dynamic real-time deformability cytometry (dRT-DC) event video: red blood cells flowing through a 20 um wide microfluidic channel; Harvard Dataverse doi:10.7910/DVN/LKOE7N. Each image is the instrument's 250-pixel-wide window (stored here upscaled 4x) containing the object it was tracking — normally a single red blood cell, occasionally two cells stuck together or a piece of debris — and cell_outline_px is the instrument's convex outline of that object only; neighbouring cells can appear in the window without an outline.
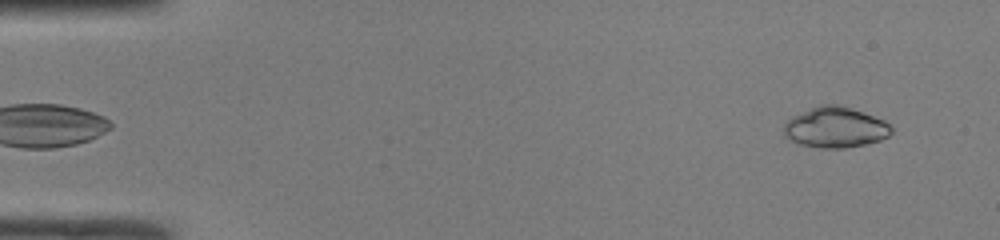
{"species": "common noctule bat (a hibernating species)", "species_latin": "Nyctalus noctula", "temperature_condition": "room temperature", "stored_images_in_passage": 45, "camera_frame_rate_fps": 3000, "um_per_image_px": 0.085, "animal": {"sex": "male", "body_mass_g": 19.0, "forearm_length_mm": 50.8}, "frame": {"image": 1, "passage_image": 1, "time_ms": 0.0, "image_size_px": [1000, 240], "cell_outline_px": [[892, 132], [888, 136], [880, 140], [864, 144], [844, 148], [820, 148], [800, 144], [784, 136], [784, 124], [792, 116], [820, 104], [836, 104], [852, 108], [864, 112], [884, 120], [892, 128]], "centroid_in_image_um": [71.0, 10.82], "position_along_channel_um": 14.0, "area_um2": 25.37}}
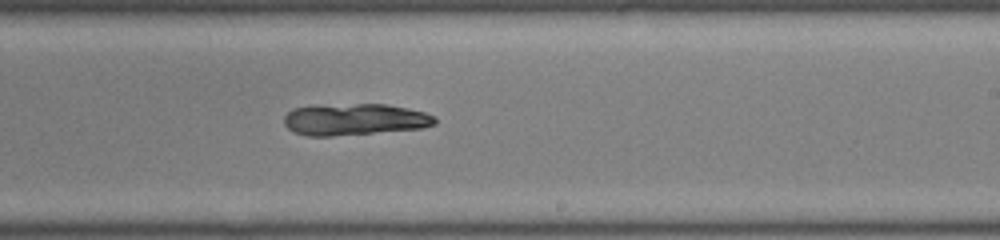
{"frame": {"image": 2, "passage_image": 27, "time_ms": 8.667, "image_size_px": [1000, 240], "cell_outline_px": [[436, 124], [420, 128], [332, 136], [308, 136], [292, 132], [284, 124], [284, 116], [292, 108], [356, 104], [388, 104], [408, 108], [424, 112], [436, 116]], "centroid_in_image_um": [30.15, 10.16], "position_along_channel_um": 258.8, "area_um2": 27.51}}
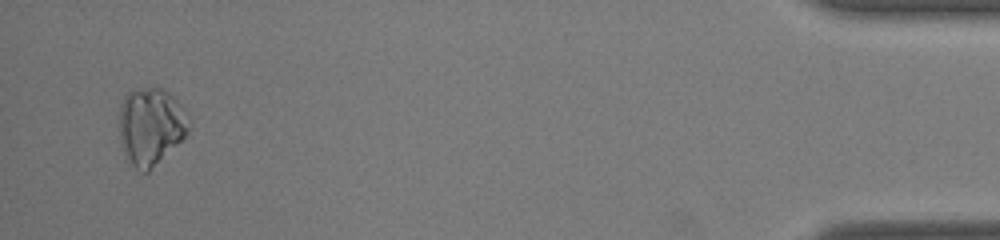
{"frame": {"image": 3, "passage_image": 44, "time_ms": 14.333, "image_size_px": [1000, 240], "cell_outline_px": [[192, 120], [188, 132], [148, 172], [140, 172], [132, 164], [120, 144], [120, 108], [124, 96], [128, 92], [144, 88], [164, 88], [180, 104]], "centroid_in_image_um": [12.83, 10.71], "position_along_channel_um": 422.4, "area_um2": 30.98}}